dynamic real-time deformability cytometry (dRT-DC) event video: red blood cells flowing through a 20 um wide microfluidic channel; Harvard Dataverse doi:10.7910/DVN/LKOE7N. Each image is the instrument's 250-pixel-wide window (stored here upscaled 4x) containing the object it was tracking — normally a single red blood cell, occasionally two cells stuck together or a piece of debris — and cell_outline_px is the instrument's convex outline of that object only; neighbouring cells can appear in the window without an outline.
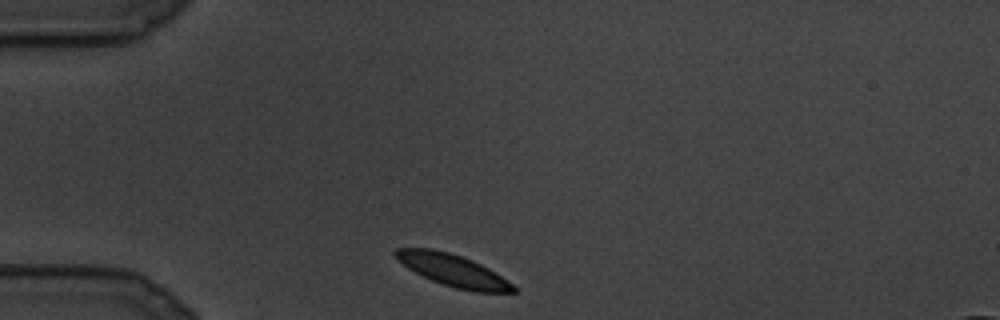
{"species": "common noctule bat (a hibernating species)", "species_latin": "Nyctalus noctula", "temperature_condition": "cold", "stored_images_in_passage": 22, "camera_frame_rate_fps": 3000, "um_per_image_px": 0.085, "animal": {"sex": "male", "body_mass_g": 19.5, "forearm_length_mm": 54.6}, "frame": {"image": 1, "passage_image": 1, "time_ms": 0.0, "image_size_px": [1000, 320], "cell_outline_px": [[520, 292], [476, 292], [456, 288], [432, 280], [408, 268], [396, 260], [392, 256], [392, 252], [396, 248], [432, 248], [448, 252], [472, 260], [488, 268], [512, 284]], "centroid_in_image_um": [38.45, 22.96], "position_along_channel_um": 46.5, "area_um2": 21.79}}
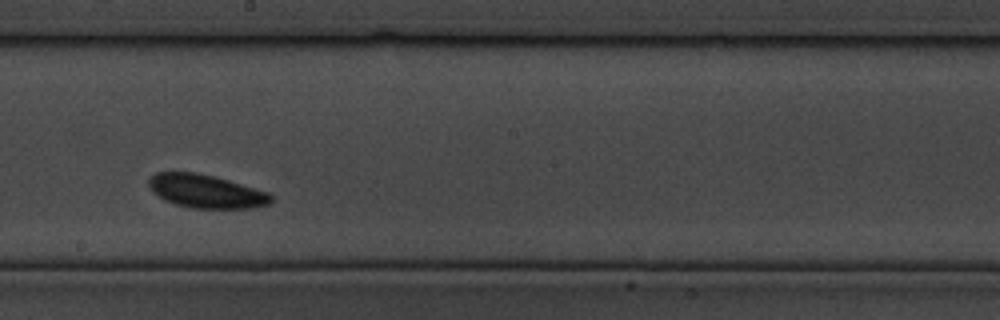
{"frame": {"image": 2, "passage_image": 10, "time_ms": 3.0, "image_size_px": [1000, 320], "cell_outline_px": [[272, 200], [268, 204], [252, 208], [192, 208], [176, 204], [164, 200], [152, 192], [148, 184], [148, 180], [156, 172], [196, 172], [216, 176], [268, 192], [272, 196]], "centroid_in_image_um": [17.49, 16.25], "position_along_channel_um": 230.7, "area_um2": 23.81}}
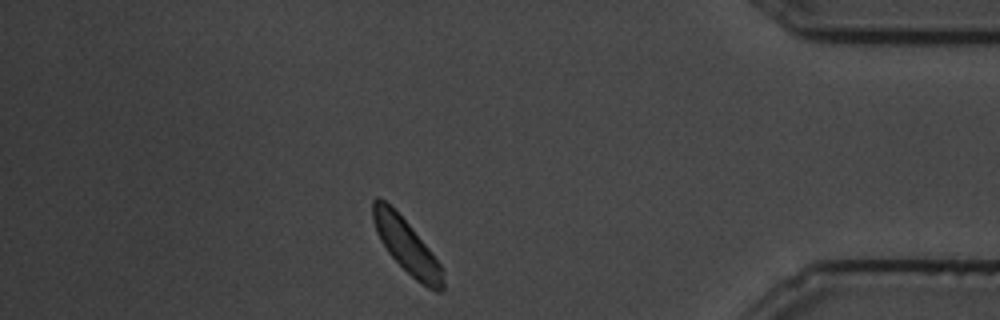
{"frame": {"image": 3, "passage_image": 19, "time_ms": 6.0, "image_size_px": [1000, 320], "cell_outline_px": [[444, 288], [440, 292], [436, 292], [428, 288], [416, 280], [388, 252], [380, 240], [376, 232], [372, 220], [372, 200], [376, 196], [380, 196], [412, 228], [428, 248], [440, 264], [444, 284]], "centroid_in_image_um": [34.53, 20.9], "position_along_channel_um": 400.7, "area_um2": 21.56}}